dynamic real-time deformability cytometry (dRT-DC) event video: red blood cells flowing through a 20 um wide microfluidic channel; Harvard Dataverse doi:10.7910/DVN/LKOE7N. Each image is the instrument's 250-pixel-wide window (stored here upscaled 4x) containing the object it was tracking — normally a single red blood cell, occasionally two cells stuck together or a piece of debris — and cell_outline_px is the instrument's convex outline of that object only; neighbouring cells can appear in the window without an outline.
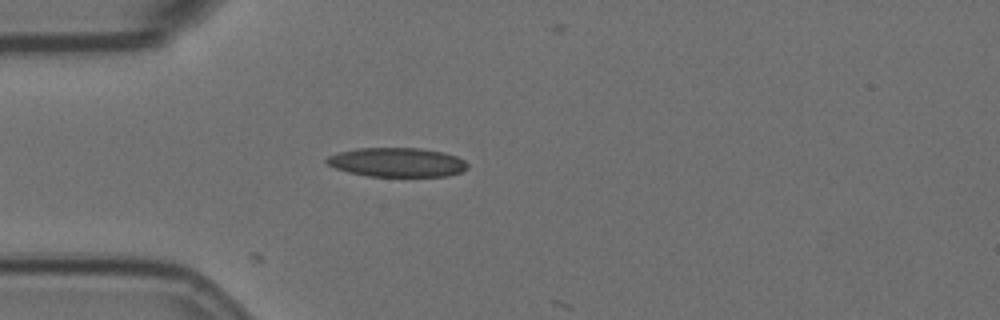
{"species": "Egyptian fruit bat (a non-hibernating species)", "species_latin": "Rousettus aegyptiacus", "temperature_condition": "room temperature", "stored_images_in_passage": 8, "camera_frame_rate_fps": 3000, "um_per_image_px": 0.085, "animal": {"sex": "female"}, "frame": {"image": 1, "passage_image": 8, "time_ms": 2.333, "image_size_px": [1000, 320], "cell_outline_px": [[468, 168], [460, 172], [448, 176], [368, 176], [348, 172], [336, 168], [328, 164], [324, 160], [328, 156], [340, 152], [356, 148], [420, 148], [444, 152], [456, 156], [464, 160], [468, 164]], "centroid_in_image_um": [33.76, 13.79], "position_along_channel_um": 51.2, "area_um2": 23.93}}